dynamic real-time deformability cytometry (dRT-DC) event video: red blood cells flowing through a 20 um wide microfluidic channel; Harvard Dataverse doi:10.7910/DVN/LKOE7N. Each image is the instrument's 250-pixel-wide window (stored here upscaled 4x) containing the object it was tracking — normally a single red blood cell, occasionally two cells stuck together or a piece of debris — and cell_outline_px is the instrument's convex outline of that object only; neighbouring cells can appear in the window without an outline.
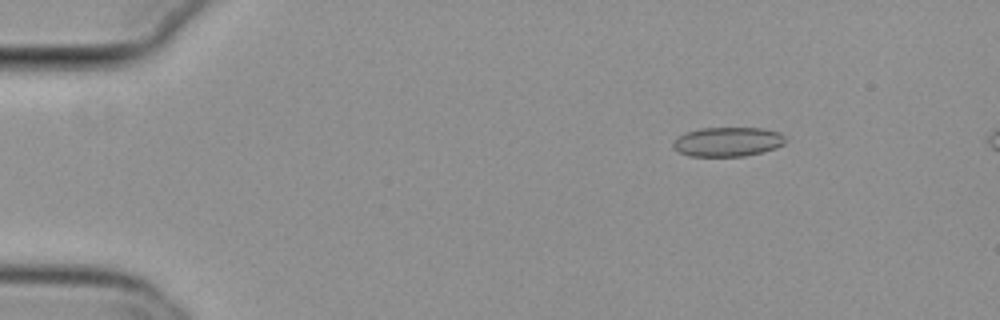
{"species": "common noctule bat (a hibernating species)", "species_latin": "Nyctalus noctula", "temperature_condition": "cold", "stored_images_in_passage": 57, "segment_of_instrument_passage": [1, 2], "camera_frame_rate_fps": 3000, "um_per_image_px": 0.085, "animal": {"sex": "female", "body_mass_g": 29.2, "forearm_length_mm": 56.3}, "frame": {"image": 1, "passage_image": 9, "time_ms": 2.667, "image_size_px": [1000, 320], "cell_outline_px": [[788, 140], [784, 144], [776, 148], [744, 156], [688, 156], [672, 148], [672, 144], [680, 136], [688, 132], [700, 128], [764, 128], [780, 132]], "centroid_in_image_um": [61.89, 12.05], "position_along_channel_um": 23.1, "area_um2": 19.19}}
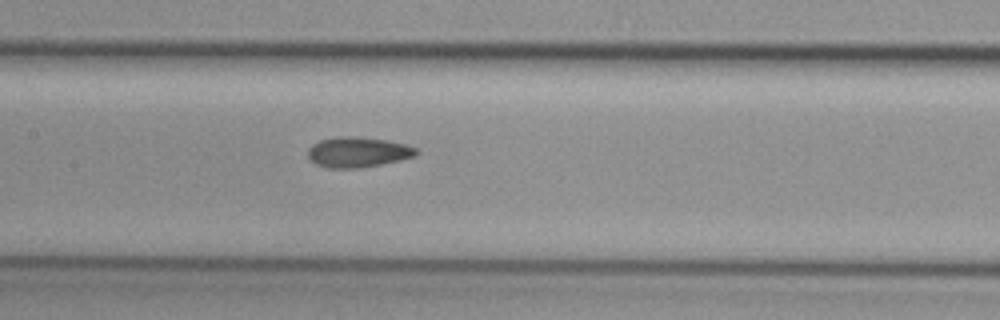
{"frame": {"image": 2, "passage_image": 28, "time_ms": 9.0, "image_size_px": [1000, 320], "cell_outline_px": [[416, 156], [400, 160], [360, 168], [328, 168], [316, 164], [308, 156], [308, 148], [312, 144], [320, 140], [340, 136], [352, 136], [388, 140], [404, 144], [416, 148]], "centroid_in_image_um": [30.4, 12.93], "position_along_channel_um": 177.0, "area_um2": 19.02}}
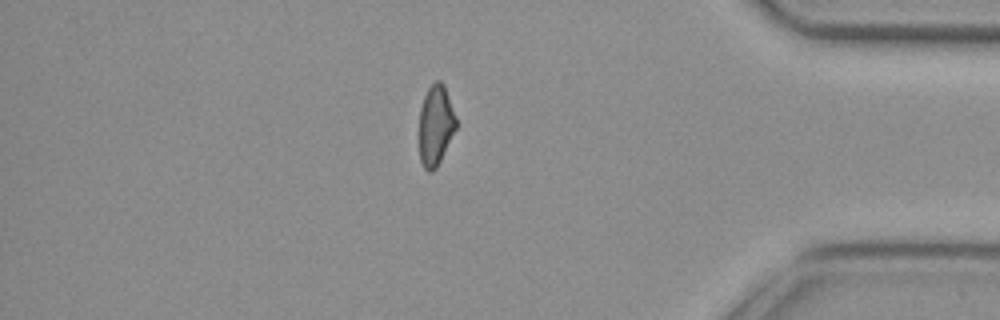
{"frame": {"image": 3, "passage_image": 48, "time_ms": 15.667, "image_size_px": [1000, 320], "cell_outline_px": [[456, 128], [436, 168], [432, 172], [428, 172], [424, 168], [420, 160], [420, 108], [424, 96], [428, 88], [436, 80], [440, 80], [444, 84], [456, 116]], "centroid_in_image_um": [37.03, 10.63], "position_along_channel_um": 398.2, "area_um2": 17.11}}